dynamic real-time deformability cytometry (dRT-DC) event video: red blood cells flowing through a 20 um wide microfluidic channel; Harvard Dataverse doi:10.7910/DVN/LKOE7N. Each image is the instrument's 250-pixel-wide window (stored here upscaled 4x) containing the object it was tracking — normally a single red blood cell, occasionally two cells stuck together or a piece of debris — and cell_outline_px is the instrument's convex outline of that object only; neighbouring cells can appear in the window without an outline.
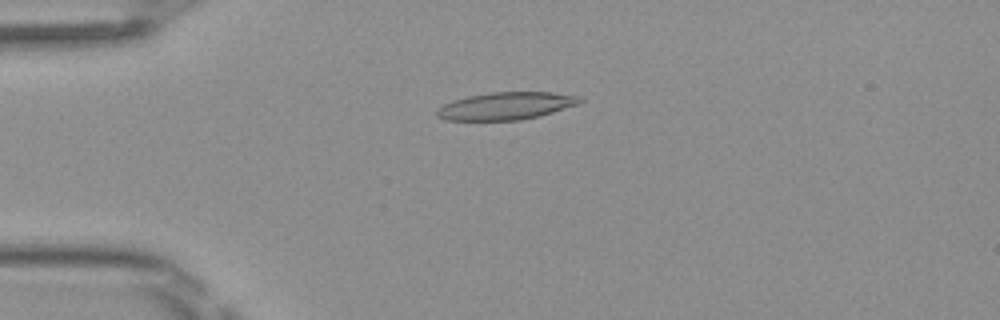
{"species": "Egyptian fruit bat (a non-hibernating species)", "species_latin": "Rousettus aegyptiacus", "temperature_condition": "room temperature", "stored_images_in_passage": 49, "camera_frame_rate_fps": 3000, "um_per_image_px": 0.085, "frame": {"image": 1, "passage_image": 12, "time_ms": 3.667, "image_size_px": [1000, 320], "cell_outline_px": [[584, 100], [580, 104], [540, 116], [520, 120], [444, 120], [436, 116], [436, 108], [452, 100], [468, 96], [492, 92], [552, 92], [580, 96]], "centroid_in_image_um": [43.02, 9.0], "position_along_channel_um": 42.0, "area_um2": 23.12}}
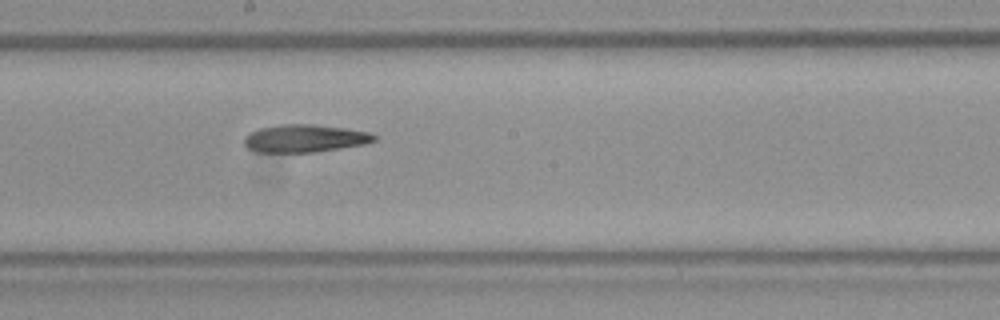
{"frame": {"image": 2, "passage_image": 27, "time_ms": 8.667, "image_size_px": [1000, 320], "cell_outline_px": [[376, 140], [364, 144], [340, 148], [312, 152], [256, 152], [248, 148], [244, 144], [244, 136], [260, 128], [280, 124], [312, 124], [344, 128], [372, 132], [376, 136]], "centroid_in_image_um": [25.9, 11.76], "position_along_channel_um": 222.3, "area_um2": 20.92}}
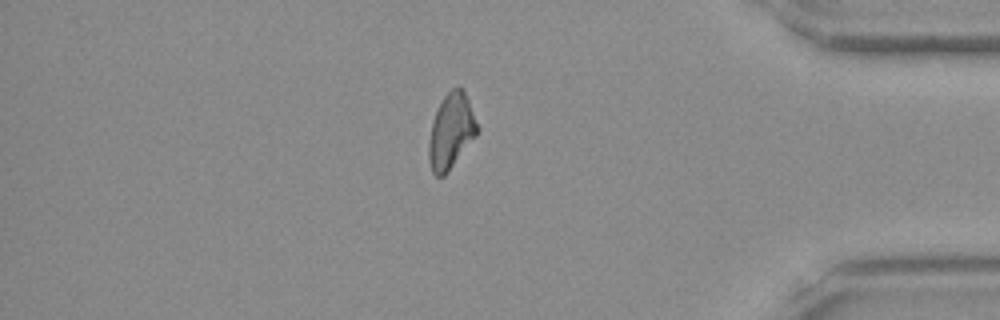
{"frame": {"image": 3, "passage_image": 42, "time_ms": 13.667, "image_size_px": [1000, 320], "cell_outline_px": [[480, 128], [476, 136], [448, 172], [444, 176], [436, 176], [432, 172], [428, 160], [428, 140], [432, 120], [444, 96], [456, 84], [464, 92], [468, 100]], "centroid_in_image_um": [38.33, 11.17], "position_along_channel_um": 396.9, "area_um2": 21.33}, "authors_computed_cell_mechanics": {"area_um2": 21.6172, "velocity_mm_per_s": 4.1108, "shape_relaxation_time_tau1_ms": null, "shape_relaxation_time_tau2_ms": 2.9999, "deformation_change_tau1": null, "deformation_change_tau2": 0.1275}}